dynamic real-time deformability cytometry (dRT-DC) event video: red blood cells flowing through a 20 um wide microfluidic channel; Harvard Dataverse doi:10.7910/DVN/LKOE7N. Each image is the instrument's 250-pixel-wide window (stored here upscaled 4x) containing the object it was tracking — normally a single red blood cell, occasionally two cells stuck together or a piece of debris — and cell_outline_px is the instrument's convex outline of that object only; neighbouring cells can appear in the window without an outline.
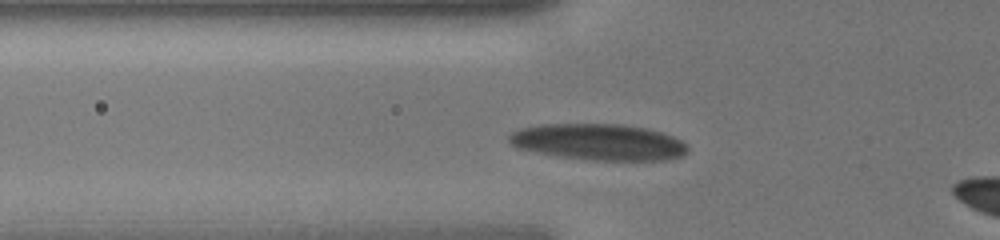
{"species": "human", "species_latin": "Homo sapiens", "temperature_condition": "cold", "stored_images_in_passage": 26, "camera_frame_rate_fps": 3000, "um_per_image_px": 0.085, "donor": {"sex": "male"}, "frame": {"image": 1, "passage_image": 2, "time_ms": 0.333, "image_size_px": [1000, 240], "cell_outline_px": [[688, 152], [684, 156], [668, 160], [588, 160], [536, 152], [516, 148], [508, 140], [508, 136], [512, 132], [520, 128], [540, 124], [624, 124], [648, 128], [672, 136], [688, 144]], "centroid_in_image_um": [50.91, 12.07], "position_along_channel_um": 74.9, "area_um2": 38.03}}
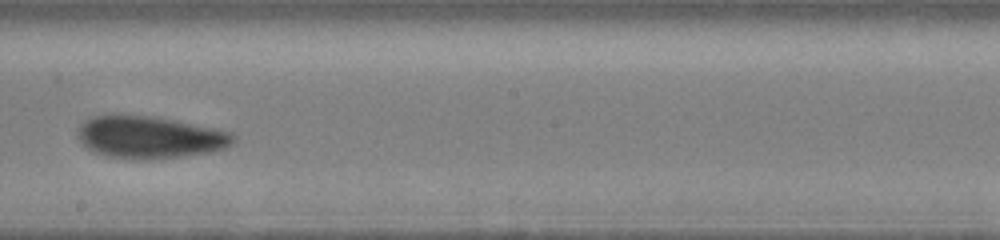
{"frame": {"image": 2, "passage_image": 12, "time_ms": 3.667, "image_size_px": [1000, 240], "cell_outline_px": [[236, 140], [232, 144], [224, 148], [212, 152], [148, 160], [140, 160], [104, 156], [88, 148], [76, 136], [80, 124], [92, 116], [152, 116], [232, 132], [236, 136]], "centroid_in_image_um": [12.73, 11.69], "position_along_channel_um": 235.5, "area_um2": 37.92}}
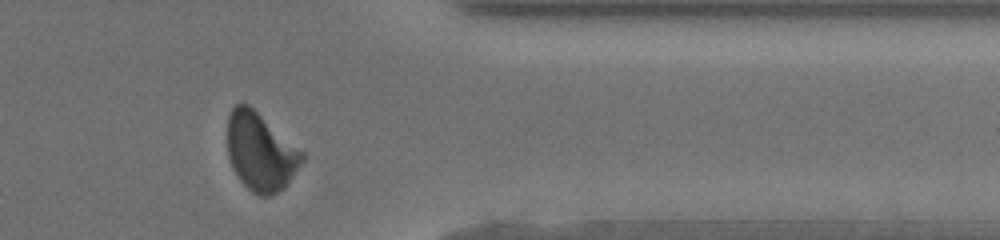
{"frame": {"image": 3, "passage_image": 22, "time_ms": 7.0, "image_size_px": [1000, 240], "cell_outline_px": [[304, 160], [284, 188], [268, 196], [260, 196], [252, 192], [240, 180], [232, 168], [228, 156], [228, 116], [232, 108], [236, 104], [248, 104], [304, 152]], "centroid_in_image_um": [22.14, 12.91], "position_along_channel_um": 389.3, "area_um2": 33.64}}